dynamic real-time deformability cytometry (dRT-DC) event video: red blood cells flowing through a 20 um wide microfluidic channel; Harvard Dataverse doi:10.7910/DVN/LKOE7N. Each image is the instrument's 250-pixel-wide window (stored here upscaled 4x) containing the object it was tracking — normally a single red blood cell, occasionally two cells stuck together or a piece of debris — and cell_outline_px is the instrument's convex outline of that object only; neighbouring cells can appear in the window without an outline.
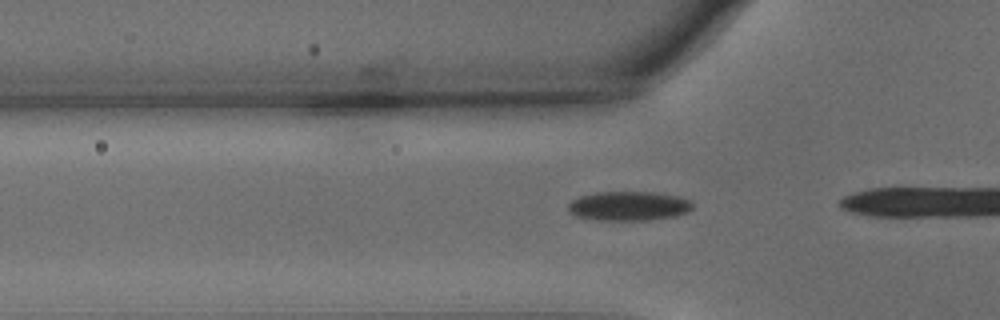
{"species": "common noctule bat (a hibernating species)", "species_latin": "Nyctalus noctula", "temperature_condition": "warm", "stored_images_in_passage": 15, "camera_frame_rate_fps": 3000, "um_per_image_px": 0.085, "animal": {"sex": "male", "body_mass_g": 15.6}, "frame": {"image": 1, "passage_image": 12, "time_ms": 3.667, "image_size_px": [1000, 320], "cell_outline_px": [[692, 208], [688, 212], [676, 216], [648, 220], [600, 220], [576, 216], [568, 212], [568, 204], [572, 200], [580, 196], [596, 192], [656, 192], [680, 196], [692, 200]], "centroid_in_image_um": [53.47, 17.5], "position_along_channel_um": 72.3, "area_um2": 21.44}}